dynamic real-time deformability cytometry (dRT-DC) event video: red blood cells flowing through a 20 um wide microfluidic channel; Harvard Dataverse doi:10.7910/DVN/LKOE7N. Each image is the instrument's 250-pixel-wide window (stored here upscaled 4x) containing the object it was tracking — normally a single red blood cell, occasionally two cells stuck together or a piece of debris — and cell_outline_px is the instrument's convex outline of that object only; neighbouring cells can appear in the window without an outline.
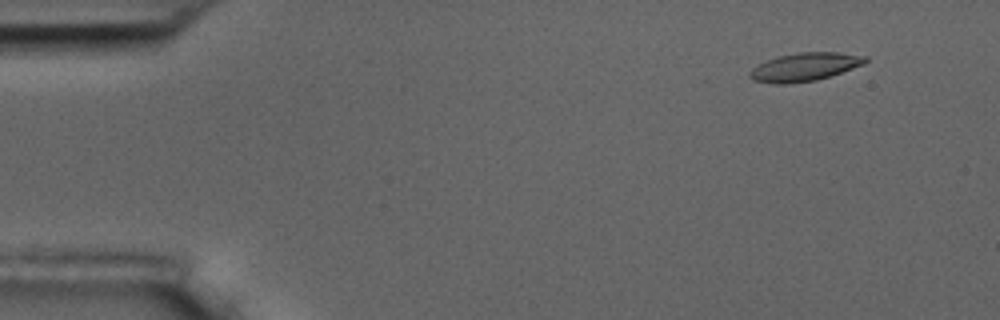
{"species": "common noctule bat (a hibernating species)", "species_latin": "Nyctalus noctula", "temperature_condition": "room temperature", "stored_images_in_passage": 5, "camera_frame_rate_fps": 3000, "um_per_image_px": 0.085, "animal": {"sex": "male", "body_mass_g": 17.5, "forearm_length_mm": 52.3}, "frame": {"image": 1, "passage_image": 2, "time_ms": 1.0, "image_size_px": [1000, 320], "cell_outline_px": [[868, 60], [864, 64], [816, 80], [788, 84], [772, 84], [752, 80], [748, 76], [748, 72], [752, 68], [768, 60], [780, 56], [800, 52], [840, 52], [868, 56]], "centroid_in_image_um": [68.39, 5.69], "position_along_channel_um": 16.6, "area_um2": 18.96}}
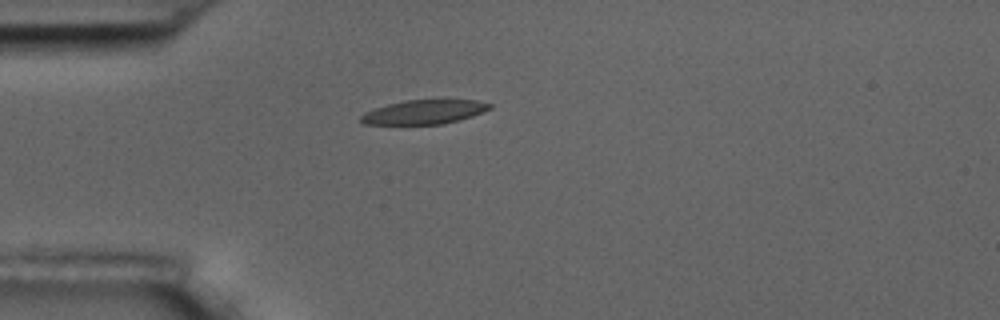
{"frame": {"image": 2, "passage_image": 5, "time_ms": 4.333, "image_size_px": [1000, 320], "cell_outline_px": [[492, 108], [484, 112], [460, 120], [440, 124], [364, 124], [360, 120], [360, 116], [364, 112], [388, 104], [404, 100], [476, 100], [492, 104]], "centroid_in_image_um": [36.07, 9.52], "position_along_channel_um": 48.9, "area_um2": 18.09}}